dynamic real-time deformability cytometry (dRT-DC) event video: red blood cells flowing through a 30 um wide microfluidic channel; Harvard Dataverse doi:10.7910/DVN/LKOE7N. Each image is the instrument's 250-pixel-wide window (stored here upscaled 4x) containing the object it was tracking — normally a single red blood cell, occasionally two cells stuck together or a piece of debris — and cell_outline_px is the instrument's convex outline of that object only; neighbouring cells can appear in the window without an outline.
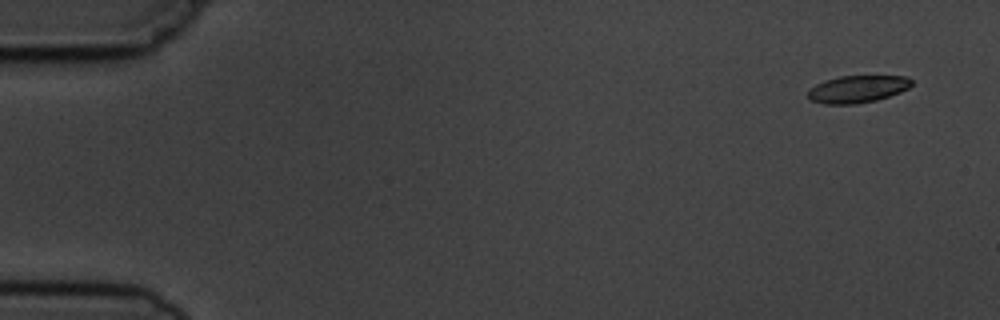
{"species": "common noctule bat (a hibernating species)", "species_latin": "Nyctalus noctula", "temperature_condition": "cold", "stored_images_in_passage": 5, "camera_frame_rate_fps": 3000, "um_per_image_px": 0.085, "animal": {"sex": "male", "body_mass_g": 19.5, "forearm_length_mm": 54.6}, "frame": {"image": 1, "passage_image": 1, "time_ms": 0.0, "image_size_px": [1000, 320], "cell_outline_px": [[912, 84], [908, 88], [900, 92], [876, 100], [856, 104], [824, 104], [808, 100], [808, 88], [824, 80], [840, 76], [908, 76], [912, 80]], "centroid_in_image_um": [72.85, 7.57], "position_along_channel_um": 12.2, "area_um2": 16.59}}
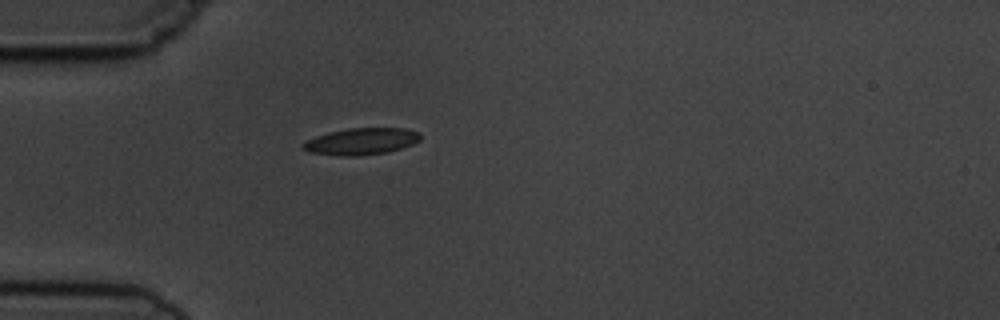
{"frame": {"image": 2, "passage_image": 5, "time_ms": 4.333, "image_size_px": [1000, 320], "cell_outline_px": [[420, 140], [412, 144], [388, 152], [356, 156], [340, 156], [308, 152], [300, 144], [316, 136], [328, 132], [348, 128], [404, 128], [420, 132]], "centroid_in_image_um": [30.7, 12.01], "position_along_channel_um": 54.3, "area_um2": 18.26}}